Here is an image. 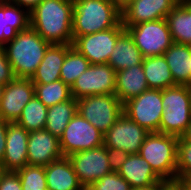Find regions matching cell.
Here are the masks:
<instances>
[{"label": "cell", "instance_id": "cell-1", "mask_svg": "<svg viewBox=\"0 0 191 190\" xmlns=\"http://www.w3.org/2000/svg\"><path fill=\"white\" fill-rule=\"evenodd\" d=\"M73 0H42L31 12L30 27L50 44H73Z\"/></svg>", "mask_w": 191, "mask_h": 190}, {"label": "cell", "instance_id": "cell-2", "mask_svg": "<svg viewBox=\"0 0 191 190\" xmlns=\"http://www.w3.org/2000/svg\"><path fill=\"white\" fill-rule=\"evenodd\" d=\"M49 45L50 43L30 26L19 31L13 40L3 46L14 76L31 79Z\"/></svg>", "mask_w": 191, "mask_h": 190}, {"label": "cell", "instance_id": "cell-3", "mask_svg": "<svg viewBox=\"0 0 191 190\" xmlns=\"http://www.w3.org/2000/svg\"><path fill=\"white\" fill-rule=\"evenodd\" d=\"M73 5V41L113 28L121 21V11L111 0H73Z\"/></svg>", "mask_w": 191, "mask_h": 190}, {"label": "cell", "instance_id": "cell-4", "mask_svg": "<svg viewBox=\"0 0 191 190\" xmlns=\"http://www.w3.org/2000/svg\"><path fill=\"white\" fill-rule=\"evenodd\" d=\"M179 138L160 132H151L139 150L155 174L163 180H176Z\"/></svg>", "mask_w": 191, "mask_h": 190}, {"label": "cell", "instance_id": "cell-5", "mask_svg": "<svg viewBox=\"0 0 191 190\" xmlns=\"http://www.w3.org/2000/svg\"><path fill=\"white\" fill-rule=\"evenodd\" d=\"M162 106L160 133L181 138L191 124V86L175 85L162 90Z\"/></svg>", "mask_w": 191, "mask_h": 190}, {"label": "cell", "instance_id": "cell-6", "mask_svg": "<svg viewBox=\"0 0 191 190\" xmlns=\"http://www.w3.org/2000/svg\"><path fill=\"white\" fill-rule=\"evenodd\" d=\"M77 112L105 134L123 114V103L115 94L86 96L77 99Z\"/></svg>", "mask_w": 191, "mask_h": 190}, {"label": "cell", "instance_id": "cell-7", "mask_svg": "<svg viewBox=\"0 0 191 190\" xmlns=\"http://www.w3.org/2000/svg\"><path fill=\"white\" fill-rule=\"evenodd\" d=\"M126 31L144 58L163 55L174 43L165 18L129 26Z\"/></svg>", "mask_w": 191, "mask_h": 190}, {"label": "cell", "instance_id": "cell-8", "mask_svg": "<svg viewBox=\"0 0 191 190\" xmlns=\"http://www.w3.org/2000/svg\"><path fill=\"white\" fill-rule=\"evenodd\" d=\"M162 90L148 89L123 104V113L149 133L160 132Z\"/></svg>", "mask_w": 191, "mask_h": 190}, {"label": "cell", "instance_id": "cell-9", "mask_svg": "<svg viewBox=\"0 0 191 190\" xmlns=\"http://www.w3.org/2000/svg\"><path fill=\"white\" fill-rule=\"evenodd\" d=\"M59 144L62 155L68 157L104 145V134L77 112L59 137Z\"/></svg>", "mask_w": 191, "mask_h": 190}, {"label": "cell", "instance_id": "cell-10", "mask_svg": "<svg viewBox=\"0 0 191 190\" xmlns=\"http://www.w3.org/2000/svg\"><path fill=\"white\" fill-rule=\"evenodd\" d=\"M126 31L120 21L115 27L105 31L78 36L73 41L75 47L91 64L108 63L117 39Z\"/></svg>", "mask_w": 191, "mask_h": 190}, {"label": "cell", "instance_id": "cell-11", "mask_svg": "<svg viewBox=\"0 0 191 190\" xmlns=\"http://www.w3.org/2000/svg\"><path fill=\"white\" fill-rule=\"evenodd\" d=\"M116 71L107 63L90 64L71 86L76 100L93 95L115 94Z\"/></svg>", "mask_w": 191, "mask_h": 190}, {"label": "cell", "instance_id": "cell-12", "mask_svg": "<svg viewBox=\"0 0 191 190\" xmlns=\"http://www.w3.org/2000/svg\"><path fill=\"white\" fill-rule=\"evenodd\" d=\"M149 132L123 113L104 134V146L138 154Z\"/></svg>", "mask_w": 191, "mask_h": 190}, {"label": "cell", "instance_id": "cell-13", "mask_svg": "<svg viewBox=\"0 0 191 190\" xmlns=\"http://www.w3.org/2000/svg\"><path fill=\"white\" fill-rule=\"evenodd\" d=\"M80 183L88 188L92 183L111 173L104 145L68 156Z\"/></svg>", "mask_w": 191, "mask_h": 190}, {"label": "cell", "instance_id": "cell-14", "mask_svg": "<svg viewBox=\"0 0 191 190\" xmlns=\"http://www.w3.org/2000/svg\"><path fill=\"white\" fill-rule=\"evenodd\" d=\"M35 95V87L29 78H17L4 86L0 100V118L16 122L23 108Z\"/></svg>", "mask_w": 191, "mask_h": 190}, {"label": "cell", "instance_id": "cell-15", "mask_svg": "<svg viewBox=\"0 0 191 190\" xmlns=\"http://www.w3.org/2000/svg\"><path fill=\"white\" fill-rule=\"evenodd\" d=\"M177 0H133L121 11V22L126 29L143 22L166 18L178 4Z\"/></svg>", "mask_w": 191, "mask_h": 190}, {"label": "cell", "instance_id": "cell-16", "mask_svg": "<svg viewBox=\"0 0 191 190\" xmlns=\"http://www.w3.org/2000/svg\"><path fill=\"white\" fill-rule=\"evenodd\" d=\"M29 132L17 122H8L5 152L0 163L2 171L16 172L27 163V144Z\"/></svg>", "mask_w": 191, "mask_h": 190}, {"label": "cell", "instance_id": "cell-17", "mask_svg": "<svg viewBox=\"0 0 191 190\" xmlns=\"http://www.w3.org/2000/svg\"><path fill=\"white\" fill-rule=\"evenodd\" d=\"M62 157L58 137L45 129L29 132L27 144L28 165L47 166Z\"/></svg>", "mask_w": 191, "mask_h": 190}, {"label": "cell", "instance_id": "cell-18", "mask_svg": "<svg viewBox=\"0 0 191 190\" xmlns=\"http://www.w3.org/2000/svg\"><path fill=\"white\" fill-rule=\"evenodd\" d=\"M72 46V44H50L31 78L33 84H48L59 80L66 53Z\"/></svg>", "mask_w": 191, "mask_h": 190}, {"label": "cell", "instance_id": "cell-19", "mask_svg": "<svg viewBox=\"0 0 191 190\" xmlns=\"http://www.w3.org/2000/svg\"><path fill=\"white\" fill-rule=\"evenodd\" d=\"M47 190H84L68 157L45 166Z\"/></svg>", "mask_w": 191, "mask_h": 190}, {"label": "cell", "instance_id": "cell-20", "mask_svg": "<svg viewBox=\"0 0 191 190\" xmlns=\"http://www.w3.org/2000/svg\"><path fill=\"white\" fill-rule=\"evenodd\" d=\"M148 89L142 64L116 72L115 95L123 104Z\"/></svg>", "mask_w": 191, "mask_h": 190}, {"label": "cell", "instance_id": "cell-21", "mask_svg": "<svg viewBox=\"0 0 191 190\" xmlns=\"http://www.w3.org/2000/svg\"><path fill=\"white\" fill-rule=\"evenodd\" d=\"M118 174L129 183L132 189L147 187L161 180L150 164L139 154H128Z\"/></svg>", "mask_w": 191, "mask_h": 190}, {"label": "cell", "instance_id": "cell-22", "mask_svg": "<svg viewBox=\"0 0 191 190\" xmlns=\"http://www.w3.org/2000/svg\"><path fill=\"white\" fill-rule=\"evenodd\" d=\"M163 55L174 83L191 86V45L173 43Z\"/></svg>", "mask_w": 191, "mask_h": 190}, {"label": "cell", "instance_id": "cell-23", "mask_svg": "<svg viewBox=\"0 0 191 190\" xmlns=\"http://www.w3.org/2000/svg\"><path fill=\"white\" fill-rule=\"evenodd\" d=\"M143 58L133 38L125 31L117 39L107 64L117 72L130 68L131 66L142 64Z\"/></svg>", "mask_w": 191, "mask_h": 190}, {"label": "cell", "instance_id": "cell-24", "mask_svg": "<svg viewBox=\"0 0 191 190\" xmlns=\"http://www.w3.org/2000/svg\"><path fill=\"white\" fill-rule=\"evenodd\" d=\"M165 19L173 42L191 45V3H178Z\"/></svg>", "mask_w": 191, "mask_h": 190}, {"label": "cell", "instance_id": "cell-25", "mask_svg": "<svg viewBox=\"0 0 191 190\" xmlns=\"http://www.w3.org/2000/svg\"><path fill=\"white\" fill-rule=\"evenodd\" d=\"M142 66L149 89L164 90L176 85L164 55L145 57Z\"/></svg>", "mask_w": 191, "mask_h": 190}, {"label": "cell", "instance_id": "cell-26", "mask_svg": "<svg viewBox=\"0 0 191 190\" xmlns=\"http://www.w3.org/2000/svg\"><path fill=\"white\" fill-rule=\"evenodd\" d=\"M76 113L77 100L74 97L48 107L45 130L59 138Z\"/></svg>", "mask_w": 191, "mask_h": 190}, {"label": "cell", "instance_id": "cell-27", "mask_svg": "<svg viewBox=\"0 0 191 190\" xmlns=\"http://www.w3.org/2000/svg\"><path fill=\"white\" fill-rule=\"evenodd\" d=\"M47 111L48 107L34 95L23 108L16 122L28 132L43 130L46 126Z\"/></svg>", "mask_w": 191, "mask_h": 190}, {"label": "cell", "instance_id": "cell-28", "mask_svg": "<svg viewBox=\"0 0 191 190\" xmlns=\"http://www.w3.org/2000/svg\"><path fill=\"white\" fill-rule=\"evenodd\" d=\"M35 96L46 106H54L72 98L71 87L61 79L48 84H34Z\"/></svg>", "mask_w": 191, "mask_h": 190}, {"label": "cell", "instance_id": "cell-29", "mask_svg": "<svg viewBox=\"0 0 191 190\" xmlns=\"http://www.w3.org/2000/svg\"><path fill=\"white\" fill-rule=\"evenodd\" d=\"M90 64L87 58L72 46L66 53L60 79L71 87L75 80L89 68Z\"/></svg>", "mask_w": 191, "mask_h": 190}, {"label": "cell", "instance_id": "cell-30", "mask_svg": "<svg viewBox=\"0 0 191 190\" xmlns=\"http://www.w3.org/2000/svg\"><path fill=\"white\" fill-rule=\"evenodd\" d=\"M22 190H47L45 166L26 165L16 171Z\"/></svg>", "mask_w": 191, "mask_h": 190}, {"label": "cell", "instance_id": "cell-31", "mask_svg": "<svg viewBox=\"0 0 191 190\" xmlns=\"http://www.w3.org/2000/svg\"><path fill=\"white\" fill-rule=\"evenodd\" d=\"M191 173V143L182 137L178 141L176 180H184Z\"/></svg>", "mask_w": 191, "mask_h": 190}, {"label": "cell", "instance_id": "cell-32", "mask_svg": "<svg viewBox=\"0 0 191 190\" xmlns=\"http://www.w3.org/2000/svg\"><path fill=\"white\" fill-rule=\"evenodd\" d=\"M6 21L17 32L23 31L30 26L29 12L24 8L6 2Z\"/></svg>", "mask_w": 191, "mask_h": 190}, {"label": "cell", "instance_id": "cell-33", "mask_svg": "<svg viewBox=\"0 0 191 190\" xmlns=\"http://www.w3.org/2000/svg\"><path fill=\"white\" fill-rule=\"evenodd\" d=\"M89 190H132L129 183L118 174V172H111L104 175L101 179L92 183Z\"/></svg>", "mask_w": 191, "mask_h": 190}, {"label": "cell", "instance_id": "cell-34", "mask_svg": "<svg viewBox=\"0 0 191 190\" xmlns=\"http://www.w3.org/2000/svg\"><path fill=\"white\" fill-rule=\"evenodd\" d=\"M17 31L7 24L6 2H0V46H4L8 41L13 40Z\"/></svg>", "mask_w": 191, "mask_h": 190}, {"label": "cell", "instance_id": "cell-35", "mask_svg": "<svg viewBox=\"0 0 191 190\" xmlns=\"http://www.w3.org/2000/svg\"><path fill=\"white\" fill-rule=\"evenodd\" d=\"M0 190H22V184L17 172L2 171L0 173Z\"/></svg>", "mask_w": 191, "mask_h": 190}, {"label": "cell", "instance_id": "cell-36", "mask_svg": "<svg viewBox=\"0 0 191 190\" xmlns=\"http://www.w3.org/2000/svg\"><path fill=\"white\" fill-rule=\"evenodd\" d=\"M108 163L112 172H118L125 162L128 153L121 149L106 147Z\"/></svg>", "mask_w": 191, "mask_h": 190}, {"label": "cell", "instance_id": "cell-37", "mask_svg": "<svg viewBox=\"0 0 191 190\" xmlns=\"http://www.w3.org/2000/svg\"><path fill=\"white\" fill-rule=\"evenodd\" d=\"M15 78L3 46H0V84L6 85Z\"/></svg>", "mask_w": 191, "mask_h": 190}, {"label": "cell", "instance_id": "cell-38", "mask_svg": "<svg viewBox=\"0 0 191 190\" xmlns=\"http://www.w3.org/2000/svg\"><path fill=\"white\" fill-rule=\"evenodd\" d=\"M8 122L0 118V163L3 160Z\"/></svg>", "mask_w": 191, "mask_h": 190}, {"label": "cell", "instance_id": "cell-39", "mask_svg": "<svg viewBox=\"0 0 191 190\" xmlns=\"http://www.w3.org/2000/svg\"><path fill=\"white\" fill-rule=\"evenodd\" d=\"M41 1L42 0H9L8 2L31 12Z\"/></svg>", "mask_w": 191, "mask_h": 190}, {"label": "cell", "instance_id": "cell-40", "mask_svg": "<svg viewBox=\"0 0 191 190\" xmlns=\"http://www.w3.org/2000/svg\"><path fill=\"white\" fill-rule=\"evenodd\" d=\"M161 190H188L183 180L166 181Z\"/></svg>", "mask_w": 191, "mask_h": 190}, {"label": "cell", "instance_id": "cell-41", "mask_svg": "<svg viewBox=\"0 0 191 190\" xmlns=\"http://www.w3.org/2000/svg\"><path fill=\"white\" fill-rule=\"evenodd\" d=\"M166 182V180L161 179L160 181L147 186V187H142V188H135L132 190H161V188L163 187V184Z\"/></svg>", "mask_w": 191, "mask_h": 190}, {"label": "cell", "instance_id": "cell-42", "mask_svg": "<svg viewBox=\"0 0 191 190\" xmlns=\"http://www.w3.org/2000/svg\"><path fill=\"white\" fill-rule=\"evenodd\" d=\"M116 7L122 11L124 8H126L133 0H111Z\"/></svg>", "mask_w": 191, "mask_h": 190}, {"label": "cell", "instance_id": "cell-43", "mask_svg": "<svg viewBox=\"0 0 191 190\" xmlns=\"http://www.w3.org/2000/svg\"><path fill=\"white\" fill-rule=\"evenodd\" d=\"M182 138L191 143V124L189 125V127L187 128V130L185 131L184 135L182 136Z\"/></svg>", "mask_w": 191, "mask_h": 190}, {"label": "cell", "instance_id": "cell-44", "mask_svg": "<svg viewBox=\"0 0 191 190\" xmlns=\"http://www.w3.org/2000/svg\"><path fill=\"white\" fill-rule=\"evenodd\" d=\"M183 181L186 183L187 188H191V173Z\"/></svg>", "mask_w": 191, "mask_h": 190}, {"label": "cell", "instance_id": "cell-45", "mask_svg": "<svg viewBox=\"0 0 191 190\" xmlns=\"http://www.w3.org/2000/svg\"><path fill=\"white\" fill-rule=\"evenodd\" d=\"M4 86H5V85L0 84V100H1V97H2V94H3Z\"/></svg>", "mask_w": 191, "mask_h": 190}, {"label": "cell", "instance_id": "cell-46", "mask_svg": "<svg viewBox=\"0 0 191 190\" xmlns=\"http://www.w3.org/2000/svg\"><path fill=\"white\" fill-rule=\"evenodd\" d=\"M179 3H191V0H177Z\"/></svg>", "mask_w": 191, "mask_h": 190}, {"label": "cell", "instance_id": "cell-47", "mask_svg": "<svg viewBox=\"0 0 191 190\" xmlns=\"http://www.w3.org/2000/svg\"><path fill=\"white\" fill-rule=\"evenodd\" d=\"M9 0H0V2H8Z\"/></svg>", "mask_w": 191, "mask_h": 190}]
</instances>
